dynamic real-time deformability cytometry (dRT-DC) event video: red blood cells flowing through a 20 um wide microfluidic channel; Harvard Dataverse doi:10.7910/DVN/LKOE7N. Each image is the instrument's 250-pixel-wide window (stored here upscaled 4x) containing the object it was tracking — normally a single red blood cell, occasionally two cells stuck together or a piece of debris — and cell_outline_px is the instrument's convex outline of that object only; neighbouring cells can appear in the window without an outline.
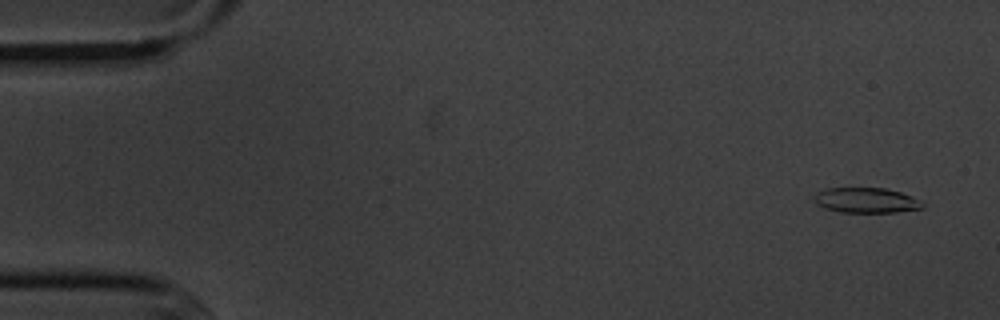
{"species": "common noctule bat (a hibernating species)", "species_latin": "Nyctalus noctula", "temperature_condition": "cold", "stored_images_in_passage": 4, "camera_frame_rate_fps": 3000, "um_per_image_px": 0.085, "animal": {"sex": "male", "body_mass_g": 20.1, "forearm_length_mm": 53.5}, "frame": {"image": 1, "passage_image": 1, "time_ms": 0.0, "image_size_px": [1000, 320], "cell_outline_px": [[924, 208], [896, 212], [840, 212], [824, 208], [816, 204], [816, 192], [824, 188], [884, 188], [900, 192], [912, 196], [920, 200], [924, 204]], "centroid_in_image_um": [73.64, 17.02], "position_along_channel_um": 11.4, "area_um2": 15.9}}